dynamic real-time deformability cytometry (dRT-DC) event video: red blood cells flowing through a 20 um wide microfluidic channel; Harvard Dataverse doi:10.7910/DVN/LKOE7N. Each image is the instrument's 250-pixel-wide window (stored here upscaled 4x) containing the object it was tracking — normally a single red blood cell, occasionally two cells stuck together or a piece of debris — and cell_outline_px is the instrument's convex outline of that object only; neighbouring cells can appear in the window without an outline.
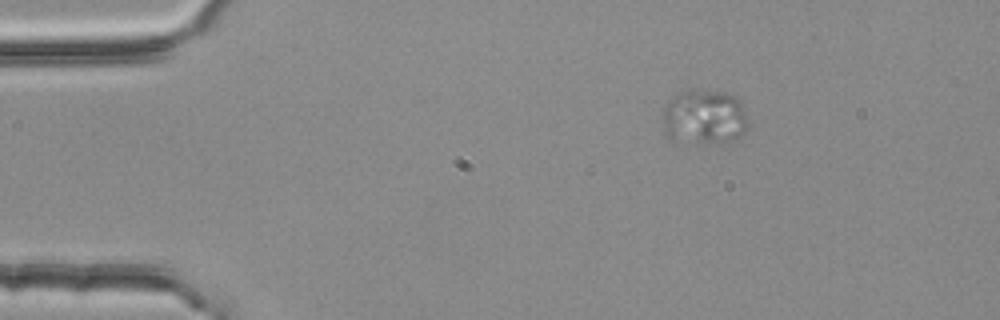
{"species": "common noctule bat (a hibernating species)", "species_latin": "Nyctalus noctula", "temperature_condition": "room temperature", "stored_images_in_passage": 6, "camera_frame_rate_fps": 3000, "um_per_image_px": 0.085, "animal": {"sex": "female", "body_mass_g": 25.1}, "frame": {"image": 1, "passage_image": 3, "time_ms": 0.667, "image_size_px": [1000, 320], "cell_outline_px": [[748, 128], [740, 136], [728, 144], [672, 140], [664, 132], [664, 108], [668, 100], [672, 96], [688, 88], [692, 88], [728, 92], [740, 100], [748, 120]], "centroid_in_image_um": [59.89, 9.93], "position_along_channel_um": 25.1, "area_um2": 27.98}}
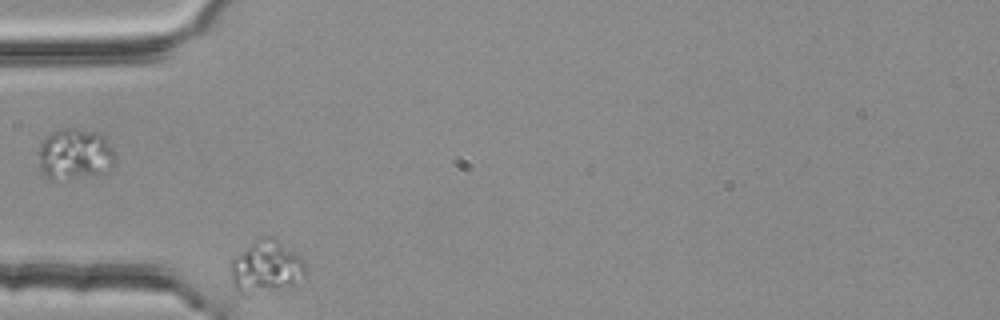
{"frame": {"image": 2, "passage_image": 5, "time_ms": 1.333, "image_size_px": [1000, 320], "cell_outline_px": [[308, 272], [304, 276], [292, 284], [248, 296], [240, 296], [232, 284], [228, 264], [236, 256], [260, 236], [272, 236], [300, 256], [304, 260]], "centroid_in_image_um": [22.57, 22.7], "position_along_channel_um": 62.4, "area_um2": 23.12}}